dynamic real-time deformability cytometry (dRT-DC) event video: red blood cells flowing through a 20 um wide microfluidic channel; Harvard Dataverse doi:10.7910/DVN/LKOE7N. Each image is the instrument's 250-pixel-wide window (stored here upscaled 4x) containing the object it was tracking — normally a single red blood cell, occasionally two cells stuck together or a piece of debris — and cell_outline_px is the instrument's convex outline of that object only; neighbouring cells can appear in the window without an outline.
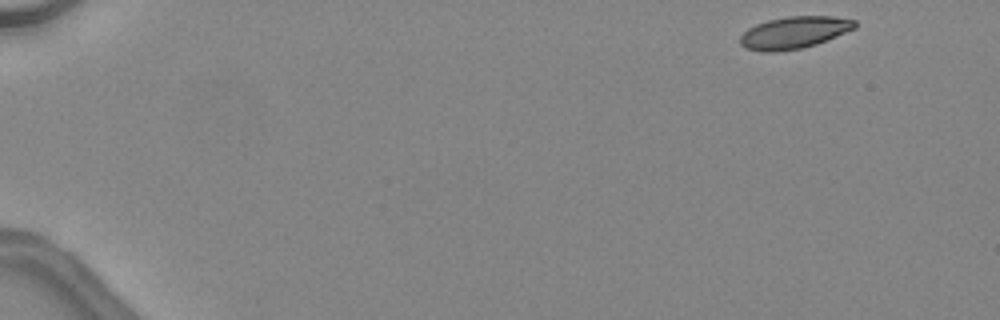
{"species": "common noctule bat (a hibernating species)", "species_latin": "Nyctalus noctula", "temperature_condition": "warm", "stored_images_in_passage": 14, "camera_frame_rate_fps": 3000, "um_per_image_px": 0.085, "animal": {"sex": "female", "body_mass_g": 24.6, "forearm_length_mm": 56.2}, "frame": {"image": 1, "passage_image": 1, "time_ms": 0.0, "image_size_px": [1000, 320], "cell_outline_px": [[856, 28], [816, 44], [804, 48], [776, 52], [760, 52], [744, 48], [740, 44], [740, 36], [748, 28], [756, 24], [768, 20], [788, 16], [832, 16], [856, 20]], "centroid_in_image_um": [67.48, 2.77], "position_along_channel_um": 17.5, "area_um2": 21.56}}